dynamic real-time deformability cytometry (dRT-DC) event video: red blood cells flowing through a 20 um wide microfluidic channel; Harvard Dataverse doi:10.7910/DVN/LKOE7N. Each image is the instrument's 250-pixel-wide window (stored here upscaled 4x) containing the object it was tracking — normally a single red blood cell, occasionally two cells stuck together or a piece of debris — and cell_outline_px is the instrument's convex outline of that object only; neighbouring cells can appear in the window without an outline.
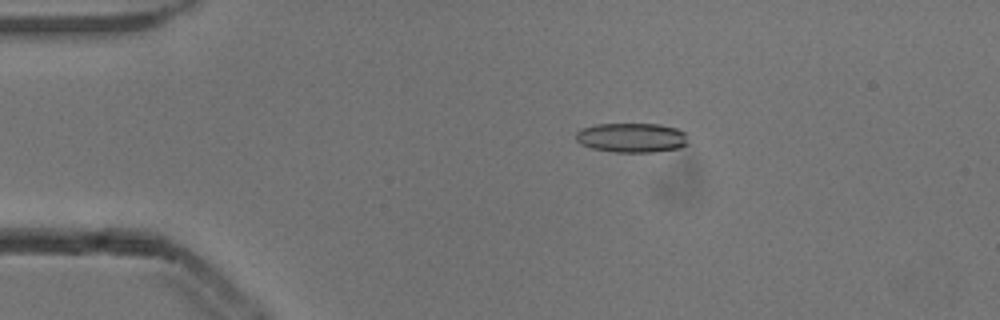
{"species": "common noctule bat (a hibernating species)", "species_latin": "Nyctalus noctula", "temperature_condition": "cold", "stored_images_in_passage": 53, "camera_frame_rate_fps": 3000, "um_per_image_px": 0.085, "animal": {"sex": "male", "body_mass_g": 13.3}, "frame": {"image": 1, "passage_image": 11, "time_ms": 3.333, "image_size_px": [1000, 320], "cell_outline_px": [[688, 144], [680, 148], [652, 152], [612, 152], [592, 148], [580, 144], [576, 140], [576, 132], [580, 128], [596, 124], [660, 124], [676, 128], [684, 132]], "centroid_in_image_um": [53.67, 11.7], "position_along_channel_um": 31.3, "area_um2": 19.42}}
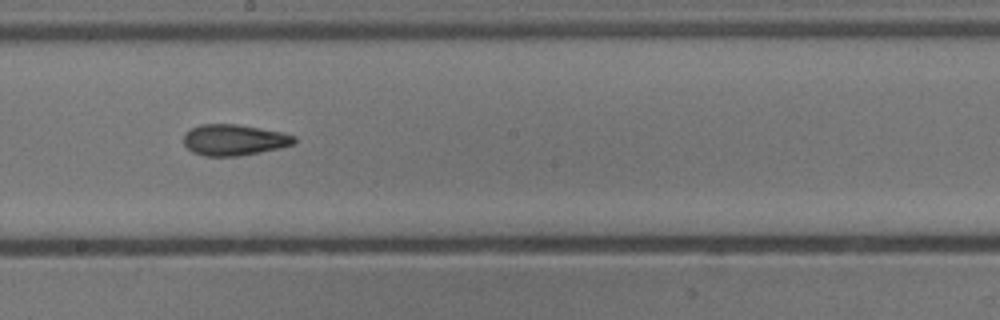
{"frame": {"image": 2, "passage_image": 30, "time_ms": 9.667, "image_size_px": [1000, 320], "cell_outline_px": [[296, 144], [280, 148], [260, 152], [236, 156], [204, 156], [192, 152], [184, 144], [184, 132], [200, 124], [236, 124], [260, 128], [280, 132], [296, 136]], "centroid_in_image_um": [19.9, 11.89], "position_along_channel_um": 228.3, "area_um2": 20.06}}
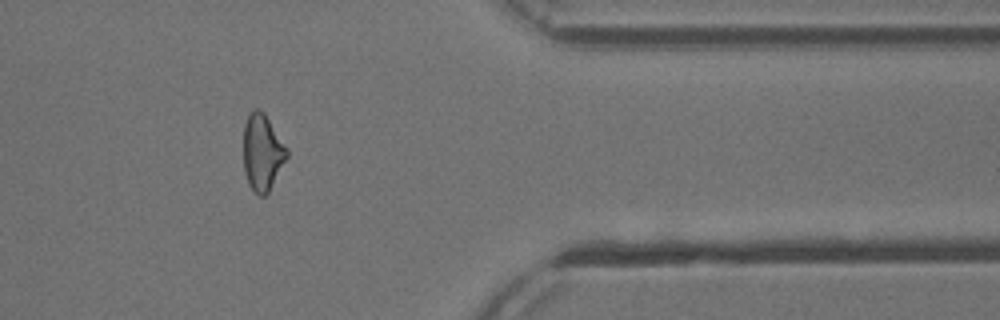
{"frame": {"image": 3, "passage_image": 44, "time_ms": 14.333, "image_size_px": [1000, 320], "cell_outline_px": [[288, 156], [268, 192], [264, 196], [260, 196], [248, 184], [244, 172], [244, 124], [252, 108], [260, 108], [264, 112], [288, 148]], "centroid_in_image_um": [22.3, 12.91], "position_along_channel_um": 389.1, "area_um2": 19.36}, "authors_computed_cell_mechanics": {"area_um2": 19.5364, "velocity_mm_per_s": 3.893, "shape_relaxation_time_tau1_ms": 11.3754, "shape_relaxation_time_tau2_ms": 2.282, "deformation_change_tau1": 0.2641, "deformation_change_tau2": 0.1062}}